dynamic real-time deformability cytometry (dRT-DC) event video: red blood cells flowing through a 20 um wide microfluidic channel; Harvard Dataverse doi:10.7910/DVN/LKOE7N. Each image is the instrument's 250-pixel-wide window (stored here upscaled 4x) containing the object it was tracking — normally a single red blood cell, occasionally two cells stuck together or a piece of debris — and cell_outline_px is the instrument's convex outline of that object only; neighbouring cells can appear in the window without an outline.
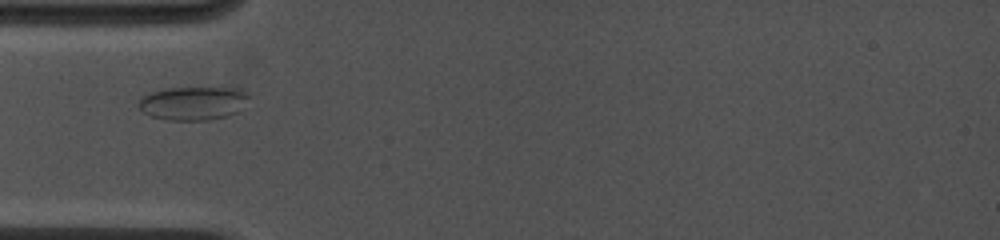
{"species": "common noctule bat (a hibernating species)", "species_latin": "Nyctalus noctula", "temperature_condition": "cold", "stored_images_in_passage": 28, "camera_frame_rate_fps": 4500, "um_per_image_px": 0.085, "animal": {"sex": "female", "body_mass_g": 19.0, "forearm_length_mm": 53.3}, "frame": {"image": 1, "passage_image": 1, "time_ms": 0.0, "image_size_px": [1000, 240], "cell_outline_px": [[248, 96], [236, 112], [228, 116], [208, 120], [168, 120], [152, 116], [144, 112], [136, 104], [140, 96], [164, 88], [240, 88]], "centroid_in_image_um": [16.33, 8.77], "position_along_channel_um": 68.7, "area_um2": 21.33}}
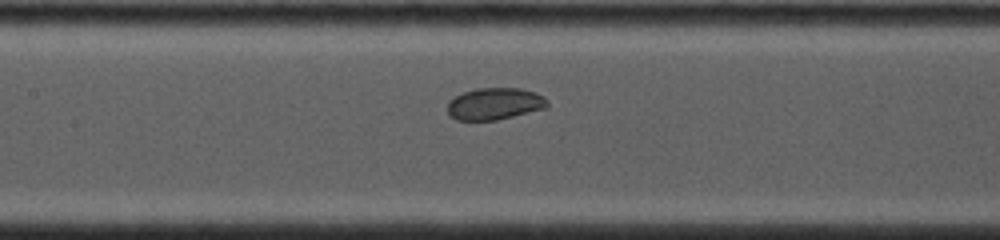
{"frame": {"image": 2, "passage_image": 18, "time_ms": 2.444, "image_size_px": [1000, 240], "cell_outline_px": [[548, 108], [496, 120], [456, 120], [448, 112], [448, 100], [464, 92], [476, 88], [520, 88], [536, 92], [544, 96], [548, 100]], "centroid_in_image_um": [42.09, 8.81], "position_along_channel_um": 165.3, "area_um2": 18.67}}
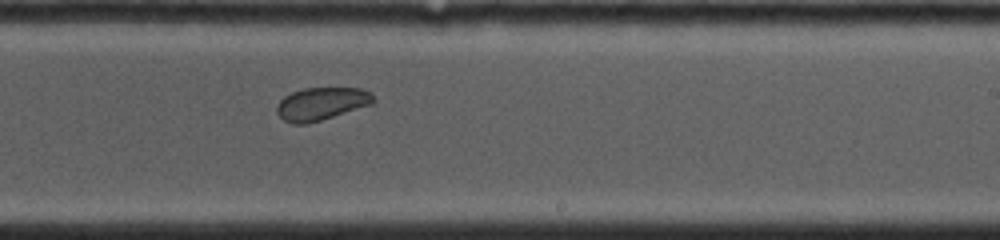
{"frame": {"image": 3, "passage_image": 28, "time_ms": 4.889, "image_size_px": [1000, 240], "cell_outline_px": [[376, 100], [372, 104], [308, 124], [292, 124], [284, 120], [276, 112], [276, 104], [284, 96], [292, 92], [304, 88], [360, 88], [372, 92]], "centroid_in_image_um": [27.32, 8.81], "position_along_channel_um": 261.7, "area_um2": 18.55}}